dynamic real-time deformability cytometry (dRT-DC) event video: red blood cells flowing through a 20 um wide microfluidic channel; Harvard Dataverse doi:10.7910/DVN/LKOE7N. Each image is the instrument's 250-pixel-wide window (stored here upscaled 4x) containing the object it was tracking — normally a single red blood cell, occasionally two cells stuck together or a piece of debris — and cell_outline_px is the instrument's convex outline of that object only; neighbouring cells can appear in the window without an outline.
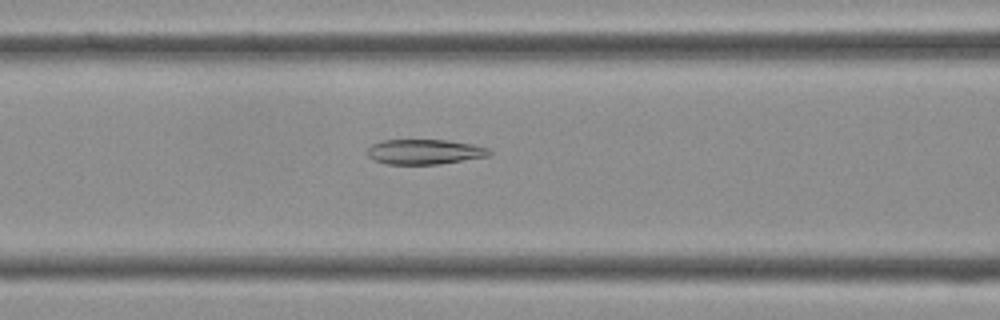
{"species": "Egyptian fruit bat (a non-hibernating species)", "species_latin": "Rousettus aegyptiacus", "temperature_condition": "cold", "stored_images_in_passage": 40, "camera_frame_rate_fps": 3000, "um_per_image_px": 0.085, "frame": {"image": 1, "passage_image": 16, "time_ms": 5.0, "image_size_px": [1000, 320], "cell_outline_px": [[492, 152], [488, 156], [440, 164], [388, 164], [376, 160], [368, 156], [364, 152], [372, 144], [380, 140], [448, 140], [472, 144], [488, 148]], "centroid_in_image_um": [36.06, 12.89], "position_along_channel_um": 130.5, "area_um2": 17.8}}
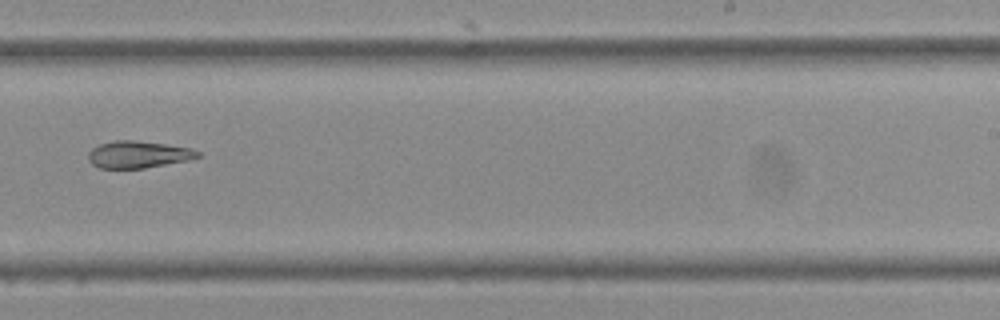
{"frame": {"image": 2, "passage_image": 25, "time_ms": 8.0, "image_size_px": [1000, 320], "cell_outline_px": [[200, 156], [192, 160], [144, 168], [100, 168], [92, 164], [88, 160], [88, 152], [92, 148], [100, 144], [116, 140], [136, 140], [192, 148], [200, 152]], "centroid_in_image_um": [11.77, 13.13], "position_along_channel_um": 277.2, "area_um2": 17.34}}
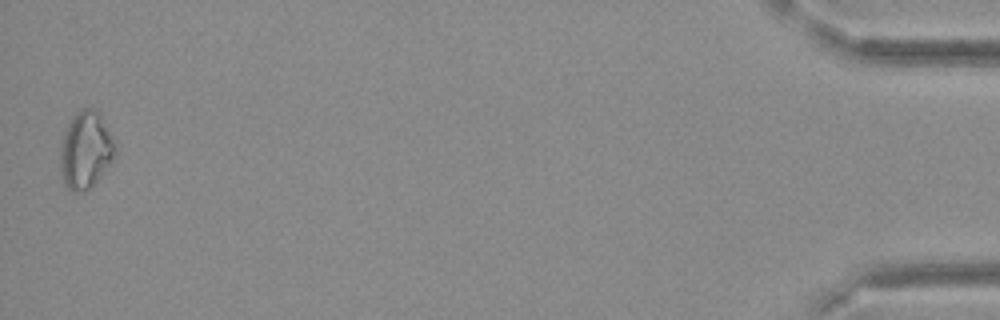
{"frame": {"image": 3, "passage_image": 40, "time_ms": 13.0, "image_size_px": [1000, 320], "cell_outline_px": [[116, 160], [84, 192], [72, 192], [64, 184], [60, 168], [60, 148], [68, 124], [76, 112], [80, 108], [92, 108], [100, 112], [116, 144]], "centroid_in_image_um": [7.31, 12.75], "position_along_channel_um": 427.9, "area_um2": 24.91}}